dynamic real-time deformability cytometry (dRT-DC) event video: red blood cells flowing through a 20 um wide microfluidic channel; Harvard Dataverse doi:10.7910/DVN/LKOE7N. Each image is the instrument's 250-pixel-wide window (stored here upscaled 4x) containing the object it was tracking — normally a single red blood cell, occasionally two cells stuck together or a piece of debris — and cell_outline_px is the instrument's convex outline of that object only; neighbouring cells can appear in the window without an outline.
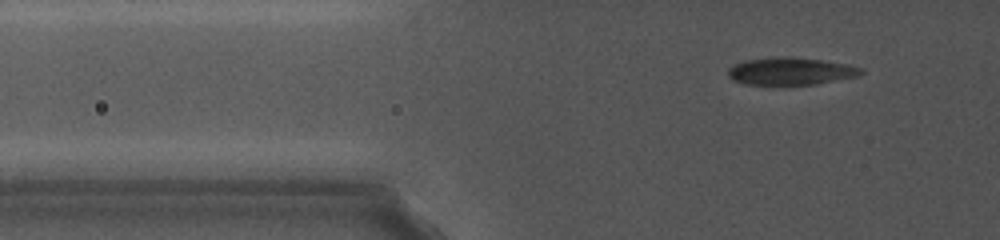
{"species": "common noctule bat (a hibernating species)", "species_latin": "Nyctalus noctula", "temperature_condition": "cold", "stored_images_in_passage": 67, "camera_frame_rate_fps": 5000, "um_per_image_px": 0.085, "animal": {"sex": "female", "body_mass_g": 19.0, "forearm_length_mm": 56.7}, "frame": {"image": 1, "passage_image": 2, "time_ms": 0.2, "image_size_px": [1000, 240], "cell_outline_px": [[864, 72], [860, 76], [816, 84], [748, 84], [736, 80], [728, 76], [728, 68], [744, 60], [768, 56], [788, 56], [824, 60], [848, 64], [864, 68]], "centroid_in_image_um": [67.27, 6.02], "position_along_channel_um": 58.5, "area_um2": 21.44}}
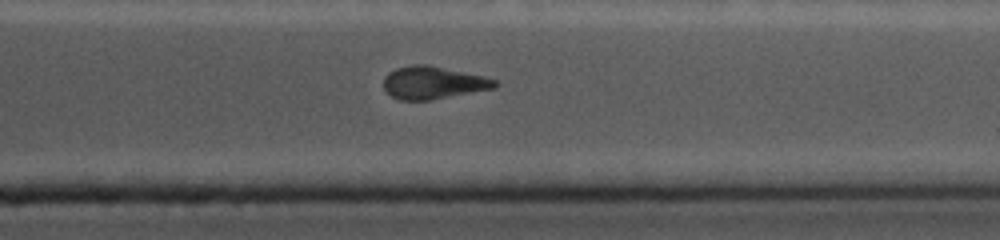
{"frame": {"image": 2, "passage_image": 57, "time_ms": 9.4, "image_size_px": [1000, 240], "cell_outline_px": [[496, 88], [428, 100], [400, 100], [392, 96], [384, 88], [384, 76], [388, 72], [396, 68], [412, 64], [428, 64], [484, 76], [496, 80]], "centroid_in_image_um": [36.8, 7.01], "position_along_channel_um": 374.6, "area_um2": 21.1}}
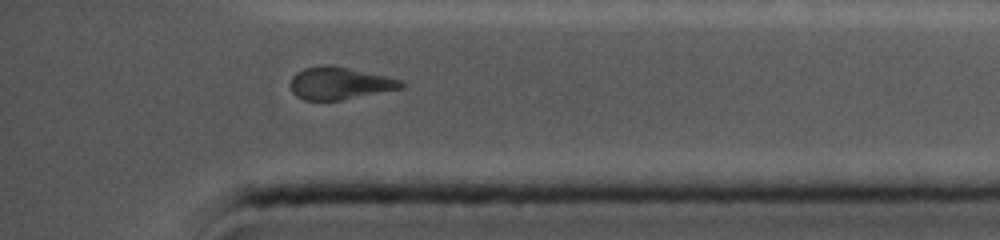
{"frame": {"image": 3, "passage_image": 62, "time_ms": 10.2, "image_size_px": [1000, 240], "cell_outline_px": [[404, 88], [340, 100], [304, 100], [296, 96], [292, 92], [288, 84], [292, 76], [296, 72], [304, 68], [324, 64], [328, 64], [348, 68], [384, 76], [400, 80], [404, 84]], "centroid_in_image_um": [28.79, 7.08], "position_along_channel_um": 406.4, "area_um2": 20.87}, "authors_computed_cell_mechanics": {"area_um2": 21.8484, "velocity_mm_per_s": 3.8642, "shape_relaxation_time_tau1_ms": 4.7316, "shape_relaxation_time_tau2_ms": 3.3592, "deformation_change_tau1": 0.137, "deformation_change_tau2": 0.0827}}